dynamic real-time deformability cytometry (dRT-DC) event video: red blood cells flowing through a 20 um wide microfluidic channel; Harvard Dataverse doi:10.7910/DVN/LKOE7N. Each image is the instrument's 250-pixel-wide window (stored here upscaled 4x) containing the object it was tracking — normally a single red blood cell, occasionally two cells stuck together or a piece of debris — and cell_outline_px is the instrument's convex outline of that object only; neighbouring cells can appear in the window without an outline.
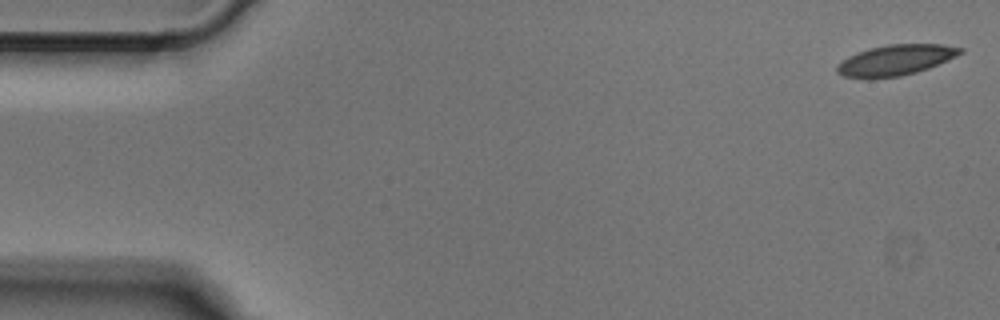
{"species": "Egyptian fruit bat (a non-hibernating species)", "species_latin": "Rousettus aegyptiacus", "temperature_condition": "cold", "stored_images_in_passage": 50, "camera_frame_rate_fps": 3000, "um_per_image_px": 0.085, "animal": {"sex": "male"}, "frame": {"image": 1, "passage_image": 1, "time_ms": 0.0, "image_size_px": [1000, 320], "cell_outline_px": [[964, 52], [956, 56], [928, 68], [916, 72], [900, 76], [868, 80], [844, 76], [836, 72], [836, 68], [848, 56], [868, 48], [888, 44], [944, 44], [964, 48]], "centroid_in_image_um": [76.12, 5.12], "position_along_channel_um": 8.9, "area_um2": 22.14}}
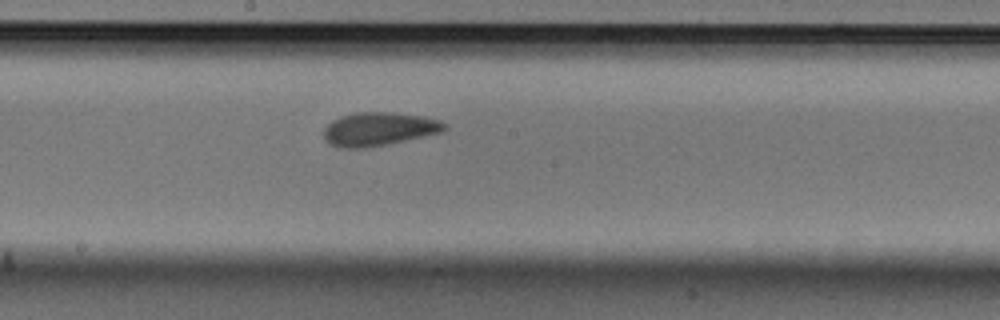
{"frame": {"image": 2, "passage_image": 26, "time_ms": 8.333, "image_size_px": [1000, 320], "cell_outline_px": [[448, 128], [440, 132], [388, 144], [364, 148], [340, 148], [328, 144], [324, 140], [324, 128], [332, 120], [340, 116], [356, 112], [392, 112], [424, 116], [440, 120], [448, 124]], "centroid_in_image_um": [32.18, 10.96], "position_along_channel_um": 216.0, "area_um2": 23.76}}
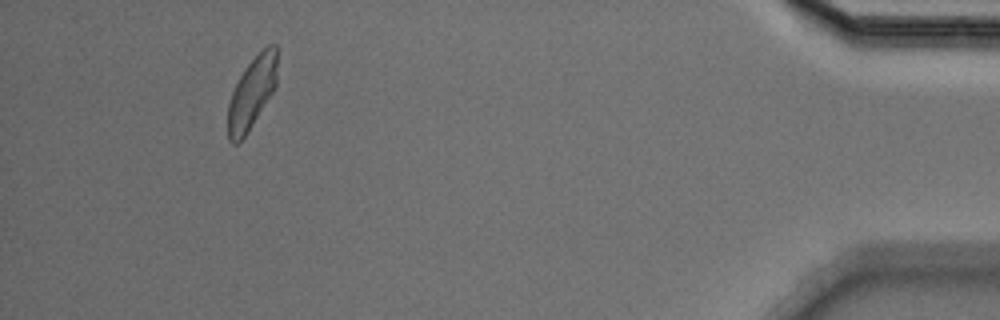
{"frame": {"image": 3, "passage_image": 46, "time_ms": 15.0, "image_size_px": [1000, 320], "cell_outline_px": [[276, 84], [272, 92], [244, 136], [236, 144], [232, 144], [228, 140], [228, 104], [232, 92], [240, 76], [248, 64], [268, 44], [276, 44]], "centroid_in_image_um": [21.38, 7.89], "position_along_channel_um": 413.8, "area_um2": 19.88}}